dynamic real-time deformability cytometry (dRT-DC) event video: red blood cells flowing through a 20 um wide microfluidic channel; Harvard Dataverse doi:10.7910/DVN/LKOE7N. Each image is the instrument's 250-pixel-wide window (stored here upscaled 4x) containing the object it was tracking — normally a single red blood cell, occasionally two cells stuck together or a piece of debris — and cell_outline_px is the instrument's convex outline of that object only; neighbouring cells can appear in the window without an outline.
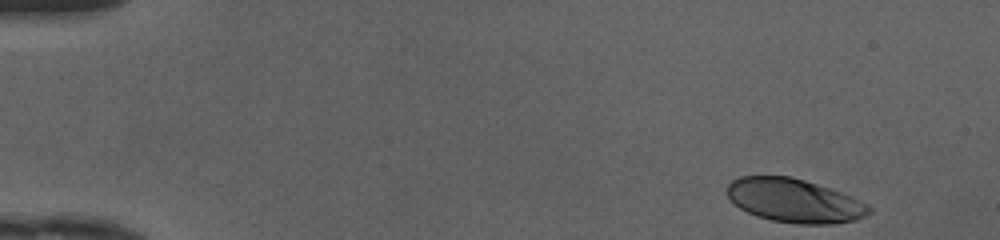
{"species": "human", "species_latin": "Homo sapiens", "temperature_condition": "cold", "stored_images_in_passage": 46, "camera_frame_rate_fps": 3000, "um_per_image_px": 0.085, "donor": {"sex": "female"}, "frame": {"image": 1, "passage_image": 1, "time_ms": 0.0, "image_size_px": [1000, 240], "cell_outline_px": [[872, 212], [856, 220], [836, 224], [796, 224], [772, 220], [756, 216], [740, 208], [728, 196], [728, 184], [732, 180], [740, 176], [792, 176], [840, 192], [872, 208]], "centroid_in_image_um": [67.5, 17.06], "position_along_channel_um": 17.5, "area_um2": 35.78}}
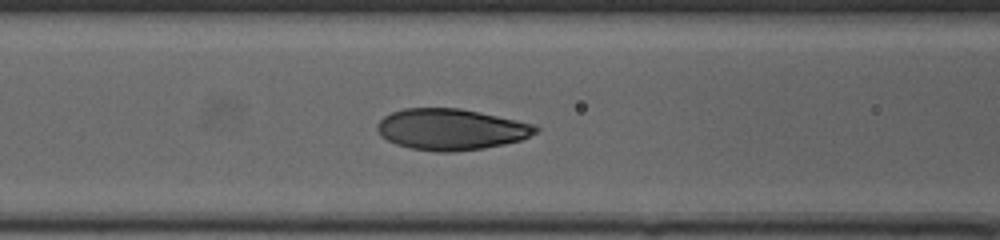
{"frame": {"image": 2, "passage_image": 18, "time_ms": 5.667, "image_size_px": [1000, 240], "cell_outline_px": [[540, 128], [536, 132], [520, 140], [504, 144], [484, 148], [452, 152], [436, 152], [408, 148], [396, 144], [380, 136], [376, 128], [376, 124], [384, 116], [392, 112], [404, 108], [460, 108], [536, 124]], "centroid_in_image_um": [38.31, 11.0], "position_along_channel_um": 128.3, "area_um2": 38.15}}
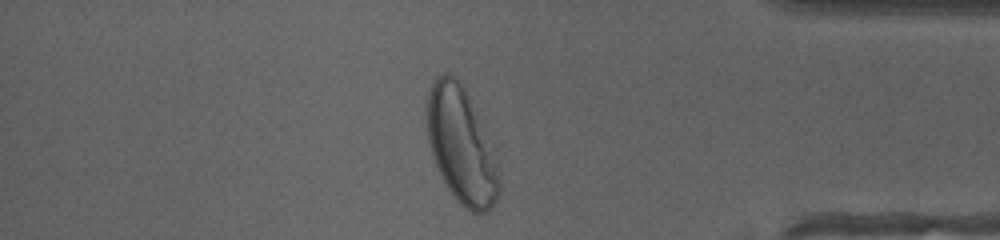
{"frame": {"image": 3, "passage_image": 39, "time_ms": 12.667, "image_size_px": [1000, 240], "cell_outline_px": [[500, 192], [492, 208], [484, 212], [472, 212], [460, 204], [456, 200], [448, 188], [432, 156], [428, 140], [424, 112], [428, 92], [432, 80], [444, 72], [448, 72], [456, 76], [460, 80], [464, 88], [476, 116], [496, 164], [500, 184]], "centroid_in_image_um": [39.12, 12.34], "position_along_channel_um": 396.1, "area_um2": 47.8}, "authors_computed_cell_mechanics": {"area_um2": 38.1191, "velocity_mm_per_s": 4.1581, "shape_relaxation_time_tau1_ms": 2.8257, "shape_relaxation_time_tau2_ms": null, "deformation_change_tau1": 0.1816, "deformation_change_tau2": null}}